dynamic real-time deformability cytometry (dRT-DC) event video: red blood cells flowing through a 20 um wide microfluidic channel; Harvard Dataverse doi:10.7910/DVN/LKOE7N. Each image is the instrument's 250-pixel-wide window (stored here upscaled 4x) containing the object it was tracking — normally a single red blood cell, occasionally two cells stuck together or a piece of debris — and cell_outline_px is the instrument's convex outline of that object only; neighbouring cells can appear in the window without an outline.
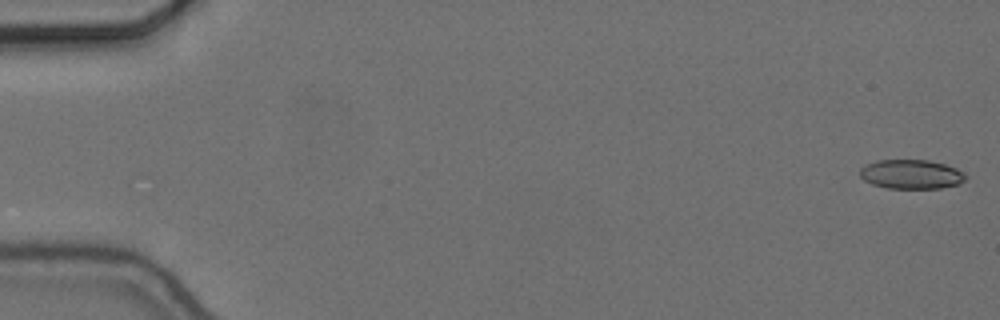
{"species": "common noctule bat (a hibernating species)", "species_latin": "Nyctalus noctula", "temperature_condition": "cold", "stored_images_in_passage": 57, "camera_frame_rate_fps": 3000, "um_per_image_px": 0.085, "animal": {"sex": "female", "body_mass_g": 24.6, "forearm_length_mm": 56.2}, "frame": {"image": 1, "passage_image": 1, "time_ms": 0.0, "image_size_px": [1000, 320], "cell_outline_px": [[964, 180], [960, 184], [940, 188], [888, 188], [872, 184], [864, 180], [860, 176], [860, 168], [876, 160], [928, 160], [944, 164], [956, 168], [964, 172]], "centroid_in_image_um": [77.45, 14.81], "position_along_channel_um": 7.6, "area_um2": 17.92}}
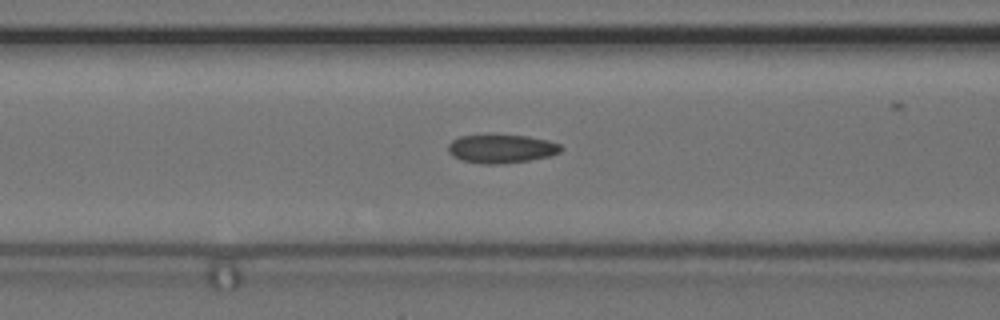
{"frame": {"image": 2, "passage_image": 23, "time_ms": 7.333, "image_size_px": [1000, 320], "cell_outline_px": [[564, 148], [560, 152], [552, 156], [528, 160], [500, 164], [480, 164], [464, 160], [452, 156], [448, 152], [448, 144], [452, 140], [460, 136], [528, 136], [548, 140], [560, 144]], "centroid_in_image_um": [42.65, 12.66], "position_along_channel_um": 124.0, "area_um2": 18.61}}
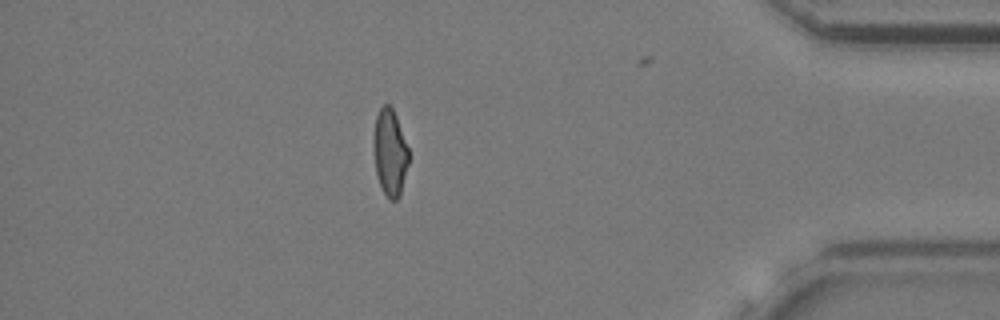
{"frame": {"image": 3, "passage_image": 49, "time_ms": 16.0, "image_size_px": [1000, 320], "cell_outline_px": [[408, 164], [400, 196], [396, 200], [388, 200], [380, 184], [376, 172], [372, 152], [372, 140], [376, 116], [380, 108], [384, 104], [388, 104], [392, 108], [396, 116], [408, 148]], "centroid_in_image_um": [33.12, 12.97], "position_along_channel_um": 402.1, "area_um2": 17.86}, "authors_computed_cell_mechanics": {"area_um2": 18.7272, "velocity_mm_per_s": 3.6714, "shape_relaxation_time_tau1_ms": 5.483, "shape_relaxation_time_tau2_ms": 2.3059, "deformation_change_tau1": 0.1333, "deformation_change_tau2": 0.0727}}